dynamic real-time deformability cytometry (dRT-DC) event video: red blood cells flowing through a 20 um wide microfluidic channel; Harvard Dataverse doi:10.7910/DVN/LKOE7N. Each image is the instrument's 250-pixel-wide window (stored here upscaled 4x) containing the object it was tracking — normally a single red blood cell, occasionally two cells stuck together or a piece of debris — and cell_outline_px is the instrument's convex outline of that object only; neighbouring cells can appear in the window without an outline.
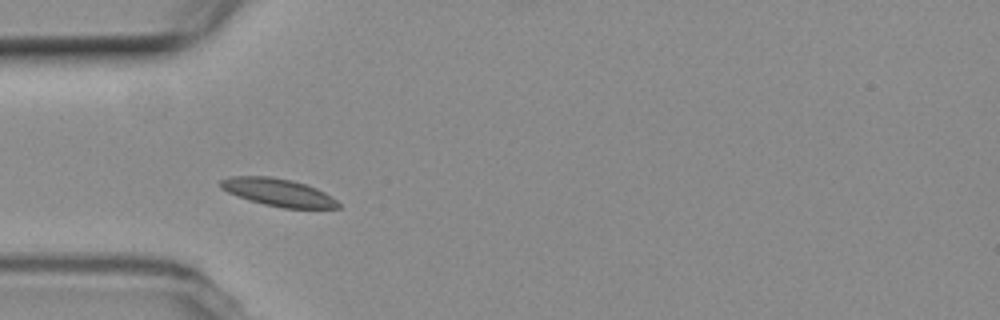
{"species": "common noctule bat (a hibernating species)", "species_latin": "Nyctalus noctula", "temperature_condition": "room temperature", "stored_images_in_passage": 5, "camera_frame_rate_fps": 3000, "um_per_image_px": 0.085, "animal": {"sex": "female", "body_mass_g": 19.3, "forearm_length_mm": 54.1}, "frame": {"image": 1, "passage_image": 4, "time_ms": 3.667, "image_size_px": [1000, 320], "cell_outline_px": [[340, 208], [284, 208], [264, 204], [248, 200], [228, 192], [220, 188], [220, 180], [232, 176], [268, 176], [292, 180], [316, 188], [332, 196], [340, 204]], "centroid_in_image_um": [23.64, 16.35], "position_along_channel_um": 61.4, "area_um2": 18.84}}